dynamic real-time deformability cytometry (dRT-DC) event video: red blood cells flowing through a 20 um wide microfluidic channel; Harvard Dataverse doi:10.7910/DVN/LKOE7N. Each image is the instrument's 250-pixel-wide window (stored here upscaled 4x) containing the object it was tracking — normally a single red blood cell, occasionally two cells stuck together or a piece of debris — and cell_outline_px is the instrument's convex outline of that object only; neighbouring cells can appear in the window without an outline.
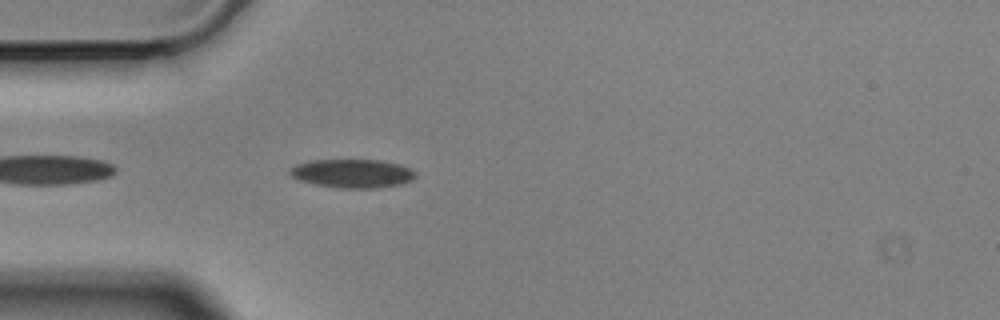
{"species": "Egyptian fruit bat (a non-hibernating species)", "species_latin": "Rousettus aegyptiacus", "temperature_condition": "cold", "stored_images_in_passage": 5, "camera_frame_rate_fps": 3000, "um_per_image_px": 0.085, "animal": {"sex": "male"}, "frame": {"image": 1, "passage_image": 5, "time_ms": 1.333, "image_size_px": [1000, 320], "cell_outline_px": [[416, 176], [412, 180], [400, 184], [380, 188], [340, 188], [316, 184], [300, 180], [292, 176], [288, 172], [288, 168], [296, 164], [308, 160], [380, 160], [400, 164], [412, 168], [416, 172]], "centroid_in_image_um": [29.97, 14.73], "position_along_channel_um": 55.0, "area_um2": 21.15}}